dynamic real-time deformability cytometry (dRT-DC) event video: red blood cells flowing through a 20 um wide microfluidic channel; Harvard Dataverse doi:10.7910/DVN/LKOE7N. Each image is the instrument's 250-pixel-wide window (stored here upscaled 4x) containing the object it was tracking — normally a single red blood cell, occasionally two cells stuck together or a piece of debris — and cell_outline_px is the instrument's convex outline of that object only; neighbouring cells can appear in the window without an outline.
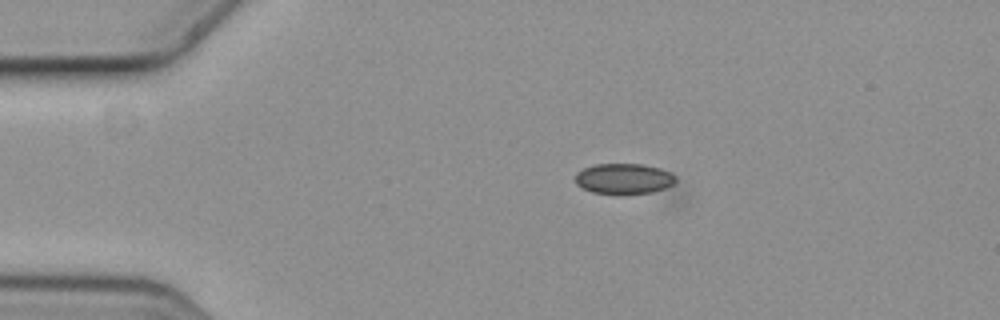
{"species": "common noctule bat (a hibernating species)", "species_latin": "Nyctalus noctula", "temperature_condition": "cold", "stored_images_in_passage": 6, "camera_frame_rate_fps": 3000, "um_per_image_px": 0.085, "animal": {"sex": "female", "body_mass_g": 19.3, "forearm_length_mm": 54.1}, "frame": {"image": 1, "passage_image": 5, "time_ms": 1.333, "image_size_px": [1000, 320], "cell_outline_px": [[684, 204], [680, 208], [676, 208], [592, 192], [576, 184], [576, 172], [584, 168], [596, 164], [640, 164], [660, 168], [672, 172], [676, 176]], "centroid_in_image_um": [53.77, 15.57], "position_along_channel_um": 31.2, "area_um2": 23.99}}